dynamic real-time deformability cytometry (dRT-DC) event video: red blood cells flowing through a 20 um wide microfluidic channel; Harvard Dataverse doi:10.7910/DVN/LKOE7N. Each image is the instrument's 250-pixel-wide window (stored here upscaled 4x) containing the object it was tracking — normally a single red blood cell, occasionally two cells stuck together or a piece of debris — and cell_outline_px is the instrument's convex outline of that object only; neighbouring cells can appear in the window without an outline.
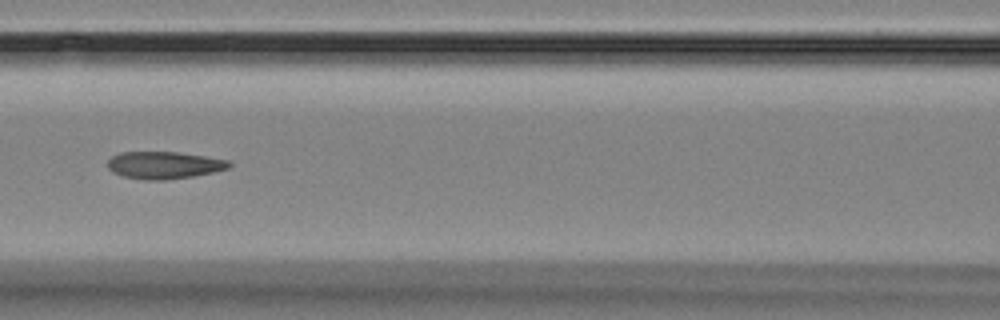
{"species": "Egyptian fruit bat (a non-hibernating species)", "species_latin": "Rousettus aegyptiacus", "temperature_condition": "room temperature", "stored_images_in_passage": 8, "camera_frame_rate_fps": 3000, "um_per_image_px": 0.085, "animal": {"sex": "female"}, "frame": {"image": 1, "passage_image": 6, "time_ms": 6.0, "image_size_px": [1000, 320], "cell_outline_px": [[232, 164], [228, 168], [212, 172], [192, 176], [164, 180], [144, 180], [124, 176], [112, 172], [108, 168], [108, 160], [112, 156], [120, 152], [180, 152], [228, 160]], "centroid_in_image_um": [13.92, 14.03], "position_along_channel_um": 152.7, "area_um2": 19.19}}
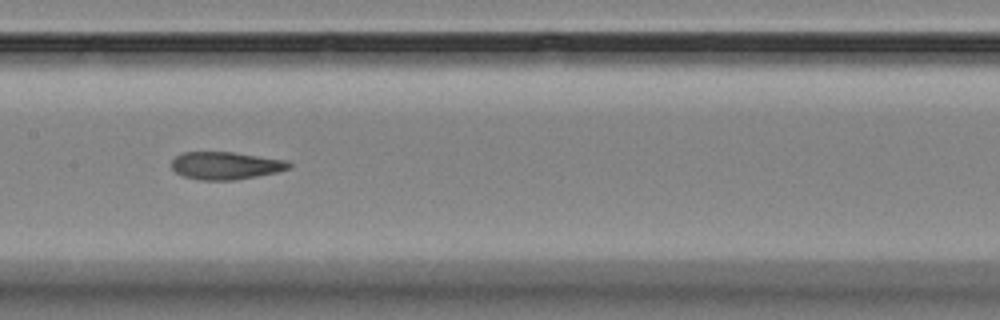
{"frame": {"image": 2, "passage_image": 7, "time_ms": 7.0, "image_size_px": [1000, 320], "cell_outline_px": [[292, 168], [276, 172], [236, 180], [196, 180], [184, 176], [176, 172], [172, 168], [172, 160], [176, 156], [184, 152], [232, 152], [288, 160], [292, 164]], "centroid_in_image_um": [19.21, 14.08], "position_along_channel_um": 188.2, "area_um2": 18.96}}
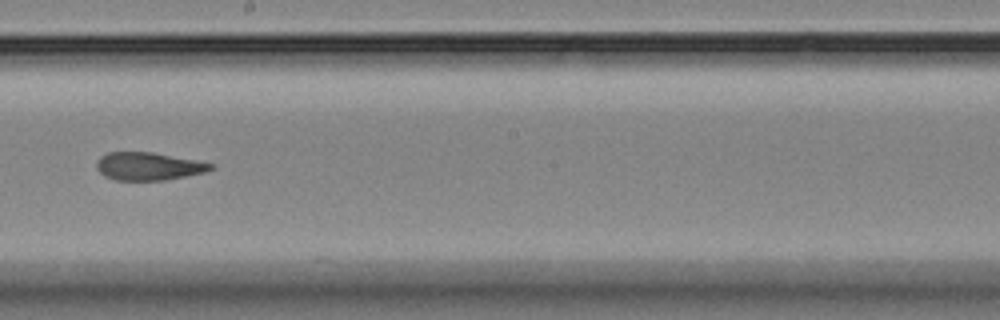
{"frame": {"image": 3, "passage_image": 8, "time_ms": 8.333, "image_size_px": [1000, 320], "cell_outline_px": [[216, 168], [208, 172], [164, 180], [116, 180], [104, 176], [96, 168], [96, 160], [100, 156], [108, 152], [152, 152], [216, 164]], "centroid_in_image_um": [12.64, 14.13], "position_along_channel_um": 235.6, "area_um2": 18.73}}